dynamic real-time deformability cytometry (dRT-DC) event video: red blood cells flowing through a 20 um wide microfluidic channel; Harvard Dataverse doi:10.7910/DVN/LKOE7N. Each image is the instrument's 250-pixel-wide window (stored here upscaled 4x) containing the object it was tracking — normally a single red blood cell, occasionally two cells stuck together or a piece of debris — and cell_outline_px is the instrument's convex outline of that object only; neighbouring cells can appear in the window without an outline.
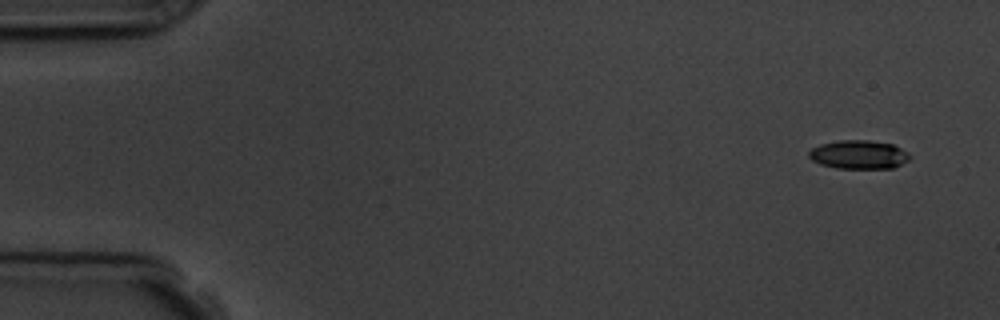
{"species": "common noctule bat (a hibernating species)", "species_latin": "Nyctalus noctula", "temperature_condition": "room temperature", "stored_images_in_passage": 6, "segment_of_instrument_passage": [1, 2], "camera_frame_rate_fps": 3000, "um_per_image_px": 0.085, "animal": {"sex": "male", "body_mass_g": 19.5, "forearm_length_mm": 54.6}, "frame": {"image": 1, "passage_image": 1, "time_ms": 0.0, "image_size_px": [1000, 320], "cell_outline_px": [[912, 156], [908, 160], [892, 168], [836, 168], [820, 164], [812, 160], [808, 156], [808, 152], [812, 148], [820, 144], [840, 140], [868, 140], [892, 144], [908, 152]], "centroid_in_image_um": [72.98, 13.14], "position_along_channel_um": 12.0, "area_um2": 16.82}}
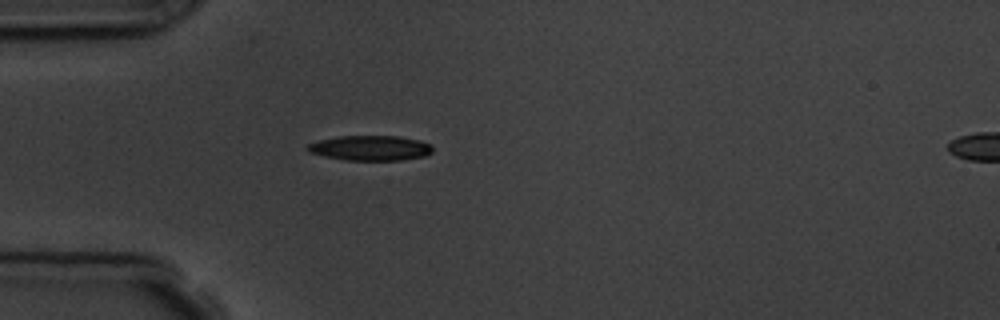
{"frame": {"image": 2, "passage_image": 5, "time_ms": 4.333, "image_size_px": [1000, 320], "cell_outline_px": [[432, 152], [424, 156], [404, 160], [344, 160], [324, 156], [308, 152], [304, 148], [308, 144], [320, 140], [340, 136], [400, 136], [420, 140], [428, 144], [432, 148]], "centroid_in_image_um": [31.46, 12.58], "position_along_channel_um": 53.5, "area_um2": 18.26}}